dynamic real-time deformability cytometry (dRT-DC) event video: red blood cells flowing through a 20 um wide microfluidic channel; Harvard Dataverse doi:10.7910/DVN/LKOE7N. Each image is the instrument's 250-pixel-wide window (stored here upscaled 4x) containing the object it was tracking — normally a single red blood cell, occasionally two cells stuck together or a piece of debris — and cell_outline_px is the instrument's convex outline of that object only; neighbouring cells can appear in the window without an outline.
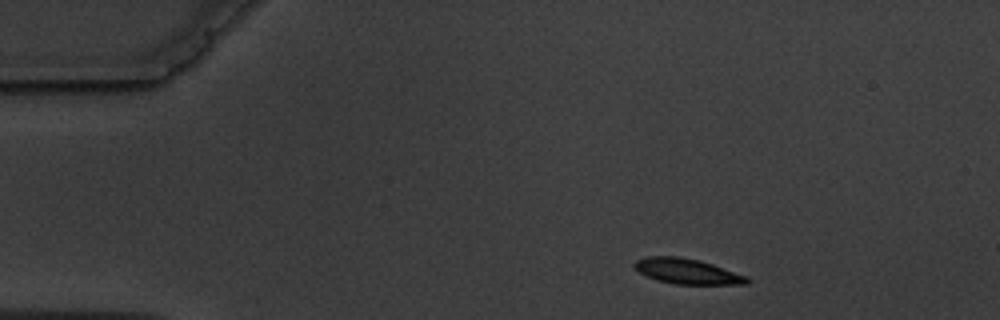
{"species": "common noctule bat (a hibernating species)", "species_latin": "Nyctalus noctula", "temperature_condition": "warm", "stored_images_in_passage": 5, "camera_frame_rate_fps": 3000, "um_per_image_px": 0.085, "animal": {"sex": "male", "body_mass_g": 19.5, "forearm_length_mm": 54.6}, "frame": {"image": 1, "passage_image": 1, "time_ms": 0.0, "image_size_px": [1000, 320], "cell_outline_px": [[752, 280], [748, 284], [676, 284], [656, 280], [640, 272], [632, 264], [636, 260], [648, 256], [680, 256], [700, 260], [748, 276]], "centroid_in_image_um": [58.44, 23.05], "position_along_channel_um": 26.6, "area_um2": 16.65}}
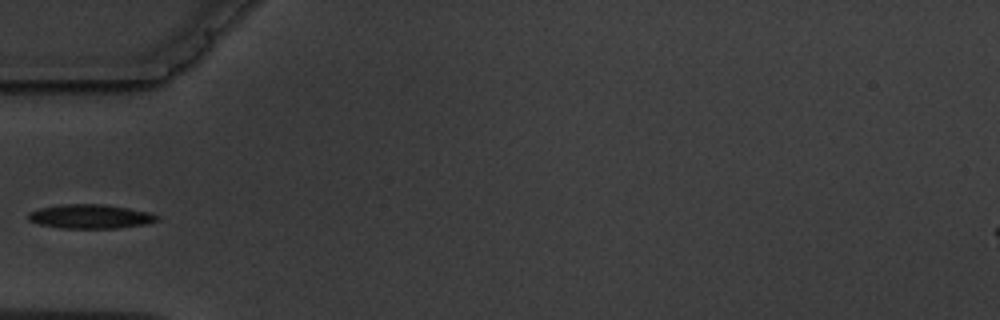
{"frame": {"image": 2, "passage_image": 4, "time_ms": 3.333, "image_size_px": [1000, 320], "cell_outline_px": [[156, 220], [144, 224], [116, 228], [60, 228], [40, 224], [28, 220], [28, 212], [40, 208], [60, 204], [104, 204], [128, 208], [148, 212], [156, 216]], "centroid_in_image_um": [7.6, 18.39], "position_along_channel_um": 77.4, "area_um2": 17.86}}
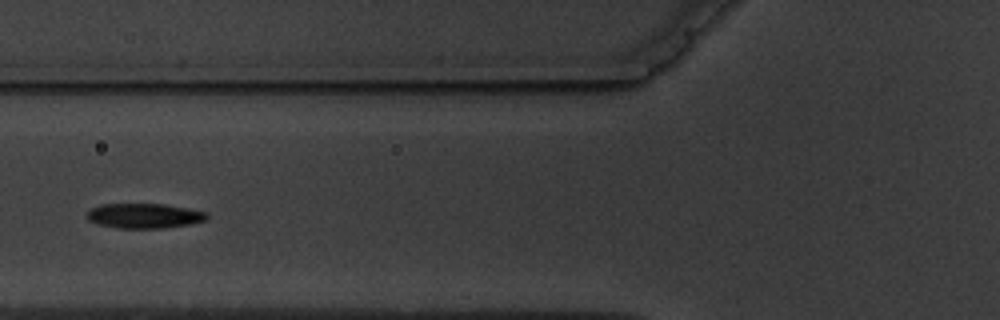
{"frame": {"image": 3, "passage_image": 5, "time_ms": 4.333, "image_size_px": [1000, 320], "cell_outline_px": [[208, 220], [192, 224], [168, 228], [116, 228], [96, 224], [88, 220], [88, 212], [92, 208], [100, 204], [164, 204], [208, 212]], "centroid_in_image_um": [12.3, 18.35], "position_along_channel_um": 113.5, "area_um2": 17.57}}